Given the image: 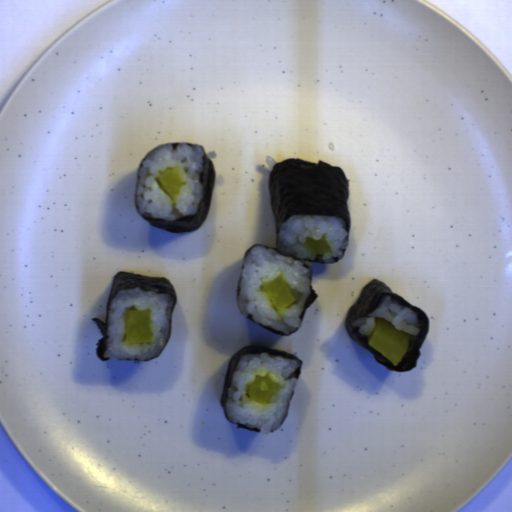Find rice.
<instances>
[{
  "instance_id": "rice-1",
  "label": "rice",
  "mask_w": 512,
  "mask_h": 512,
  "mask_svg": "<svg viewBox=\"0 0 512 512\" xmlns=\"http://www.w3.org/2000/svg\"><path fill=\"white\" fill-rule=\"evenodd\" d=\"M281 275L299 299L286 310L273 308L267 294L259 290L262 282ZM240 287L237 297L240 314L251 315L253 320L289 335L301 327V315L311 294L310 270L301 262L265 246L251 249L239 273Z\"/></svg>"
},
{
  "instance_id": "rice-2",
  "label": "rice",
  "mask_w": 512,
  "mask_h": 512,
  "mask_svg": "<svg viewBox=\"0 0 512 512\" xmlns=\"http://www.w3.org/2000/svg\"><path fill=\"white\" fill-rule=\"evenodd\" d=\"M205 152L197 145L166 144L149 153L140 170L135 203L145 218L173 221L195 216L204 192ZM177 168L182 180L175 198H171L156 182V177L169 168Z\"/></svg>"
},
{
  "instance_id": "rice-3",
  "label": "rice",
  "mask_w": 512,
  "mask_h": 512,
  "mask_svg": "<svg viewBox=\"0 0 512 512\" xmlns=\"http://www.w3.org/2000/svg\"><path fill=\"white\" fill-rule=\"evenodd\" d=\"M298 367V361L267 352L241 355L227 391L226 415L230 422L257 429L260 434L279 430L298 386V379L294 377ZM257 376H269L279 386L265 406L251 400L246 393Z\"/></svg>"
},
{
  "instance_id": "rice-4",
  "label": "rice",
  "mask_w": 512,
  "mask_h": 512,
  "mask_svg": "<svg viewBox=\"0 0 512 512\" xmlns=\"http://www.w3.org/2000/svg\"><path fill=\"white\" fill-rule=\"evenodd\" d=\"M174 300L167 295L140 289H122L108 307L106 350L104 358L112 360H145L161 352L170 337L171 315ZM151 309V345H126L124 343L123 313L126 309Z\"/></svg>"
},
{
  "instance_id": "rice-5",
  "label": "rice",
  "mask_w": 512,
  "mask_h": 512,
  "mask_svg": "<svg viewBox=\"0 0 512 512\" xmlns=\"http://www.w3.org/2000/svg\"><path fill=\"white\" fill-rule=\"evenodd\" d=\"M325 234L332 253L310 256L304 242L306 238L319 239ZM349 233L343 220L336 217L297 215L288 217L282 224L277 245L281 253L299 260H320L335 263L343 254Z\"/></svg>"
},
{
  "instance_id": "rice-6",
  "label": "rice",
  "mask_w": 512,
  "mask_h": 512,
  "mask_svg": "<svg viewBox=\"0 0 512 512\" xmlns=\"http://www.w3.org/2000/svg\"><path fill=\"white\" fill-rule=\"evenodd\" d=\"M378 317L385 318L396 329L409 334L412 338L411 343L415 341L422 330V323L417 312L389 297L383 300L381 305L370 314L354 319L351 325L358 327L359 333L369 340Z\"/></svg>"
}]
</instances>
